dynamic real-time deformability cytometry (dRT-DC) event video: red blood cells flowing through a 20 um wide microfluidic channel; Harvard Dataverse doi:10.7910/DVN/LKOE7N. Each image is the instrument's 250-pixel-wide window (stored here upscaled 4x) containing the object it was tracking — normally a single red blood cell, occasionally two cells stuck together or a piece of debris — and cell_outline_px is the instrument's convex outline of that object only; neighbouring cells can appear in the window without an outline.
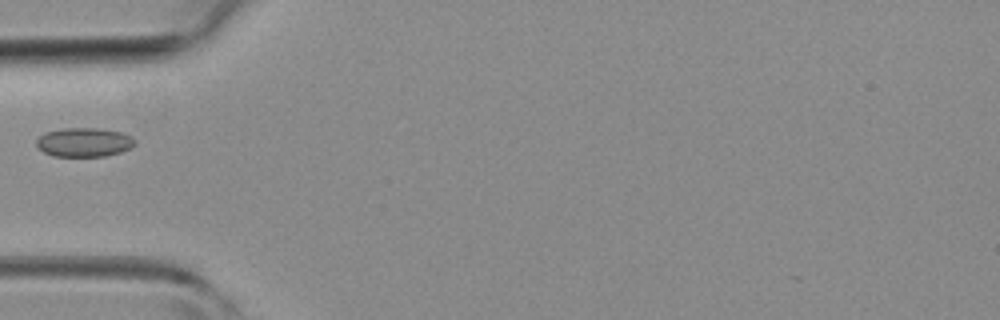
{"species": "common noctule bat (a hibernating species)", "species_latin": "Nyctalus noctula", "temperature_condition": "room temperature", "stored_images_in_passage": 1, "camera_frame_rate_fps": 3000, "um_per_image_px": 0.085, "animal": {"sex": "female", "body_mass_g": 19.3, "forearm_length_mm": 54.1}, "frame": {"image": 1, "passage_image": 1, "time_ms": 0.0, "image_size_px": [1000, 320], "cell_outline_px": [[136, 144], [120, 152], [104, 156], [52, 156], [44, 152], [36, 144], [36, 140], [44, 132], [64, 128], [96, 128], [120, 132], [132, 136], [136, 140]], "centroid_in_image_um": [7.14, 12.09], "position_along_channel_um": 77.9, "area_um2": 16.59}}